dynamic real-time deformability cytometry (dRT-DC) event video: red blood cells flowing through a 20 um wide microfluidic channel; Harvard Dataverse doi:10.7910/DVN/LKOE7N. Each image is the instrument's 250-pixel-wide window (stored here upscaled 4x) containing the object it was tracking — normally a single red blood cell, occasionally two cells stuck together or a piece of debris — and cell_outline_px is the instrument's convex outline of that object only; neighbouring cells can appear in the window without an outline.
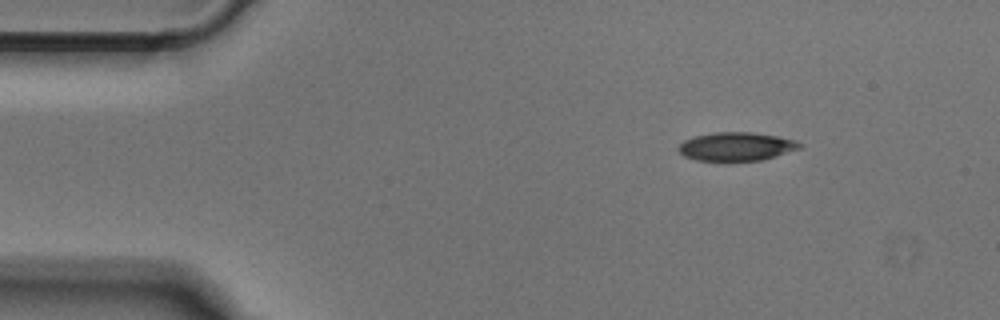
{"species": "Egyptian fruit bat (a non-hibernating species)", "species_latin": "Rousettus aegyptiacus", "temperature_condition": "cold", "stored_images_in_passage": 45, "camera_frame_rate_fps": 3000, "um_per_image_px": 0.085, "animal": {"sex": "male"}, "frame": {"image": 1, "passage_image": 1, "time_ms": 0.0, "image_size_px": [1000, 320], "cell_outline_px": [[804, 144], [800, 148], [764, 160], [728, 164], [724, 164], [696, 160], [684, 156], [676, 148], [684, 140], [696, 136], [712, 132], [752, 132], [776, 136], [796, 140]], "centroid_in_image_um": [62.57, 12.51], "position_along_channel_um": 22.4, "area_um2": 21.1}}
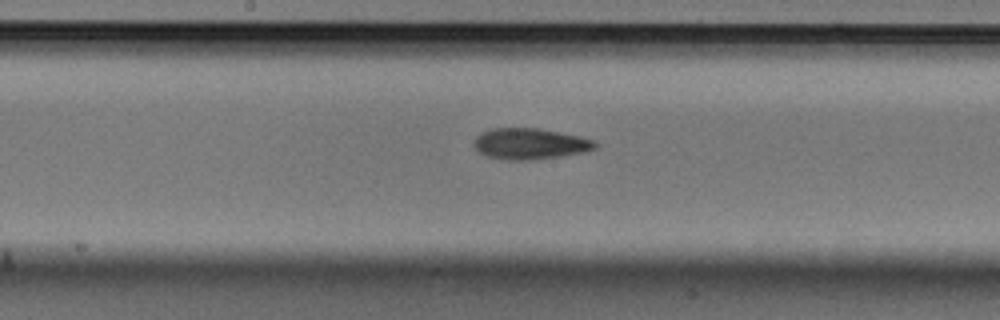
{"frame": {"image": 2, "passage_image": 20, "time_ms": 6.333, "image_size_px": [1000, 320], "cell_outline_px": [[600, 144], [596, 148], [584, 152], [560, 156], [532, 160], [508, 160], [484, 156], [472, 144], [476, 136], [492, 128], [540, 128], [580, 136], [596, 140]], "centroid_in_image_um": [45.08, 12.22], "position_along_channel_um": 203.1, "area_um2": 22.14}}
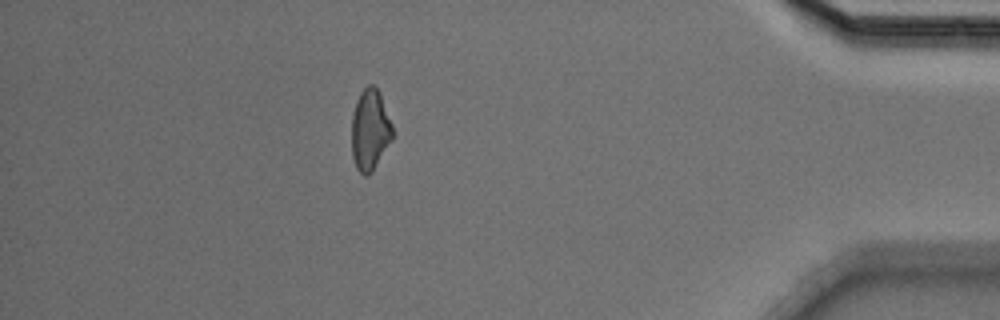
{"frame": {"image": 3, "passage_image": 39, "time_ms": 12.667, "image_size_px": [1000, 320], "cell_outline_px": [[392, 140], [372, 172], [368, 176], [364, 176], [356, 168], [352, 156], [352, 116], [356, 100], [360, 92], [368, 84], [372, 84], [380, 92], [392, 124]], "centroid_in_image_um": [31.45, 11.04], "position_along_channel_um": 403.8, "area_um2": 19.42}}